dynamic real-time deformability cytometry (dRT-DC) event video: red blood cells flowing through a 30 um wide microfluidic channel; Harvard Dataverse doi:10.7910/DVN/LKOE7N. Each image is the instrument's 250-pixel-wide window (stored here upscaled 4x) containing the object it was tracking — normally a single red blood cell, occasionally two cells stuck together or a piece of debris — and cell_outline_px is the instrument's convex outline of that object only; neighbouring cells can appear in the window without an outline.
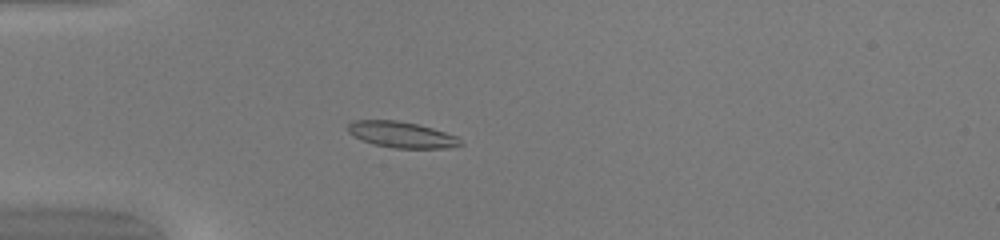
{"species": "common noctule bat (a hibernating species)", "species_latin": "Nyctalus noctula", "temperature_condition": "warm", "stored_images_in_passage": 52, "camera_frame_rate_fps": 3000, "um_per_image_px": 0.085, "animal": {"sex": "female", "body_mass_g": 20.0, "forearm_length_mm": 54.0}, "frame": {"image": 1, "passage_image": 16, "time_ms": 5.0, "image_size_px": [1000, 240], "cell_outline_px": [[464, 144], [448, 148], [396, 148], [372, 144], [360, 140], [348, 132], [348, 124], [352, 120], [396, 120], [416, 124], [432, 128], [456, 136]], "centroid_in_image_um": [34.1, 11.45], "position_along_channel_um": 50.9, "area_um2": 17.05}}
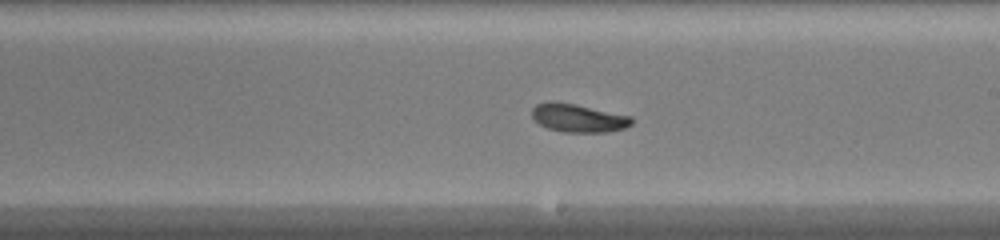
{"frame": {"image": 2, "passage_image": 31, "time_ms": 10.0, "image_size_px": [1000, 240], "cell_outline_px": [[632, 124], [624, 128], [608, 132], [564, 132], [548, 128], [540, 124], [532, 116], [532, 108], [536, 104], [548, 100], [552, 100], [576, 104], [632, 116]], "centroid_in_image_um": [49.14, 10.01], "position_along_channel_um": 239.9, "area_um2": 16.53}}
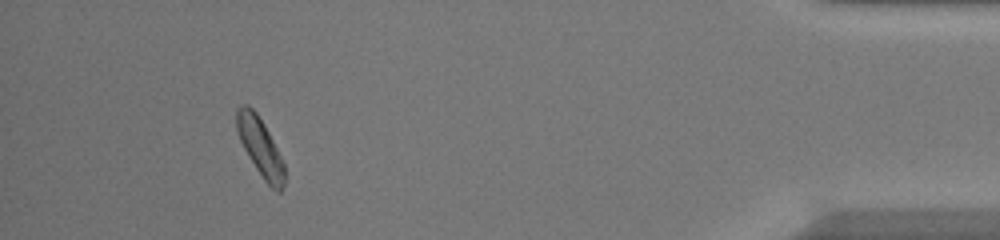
{"frame": {"image": 3, "passage_image": 48, "time_ms": 15.667, "image_size_px": [1000, 240], "cell_outline_px": [[284, 184], [280, 192], [276, 192], [264, 180], [248, 156], [240, 140], [236, 128], [236, 108], [240, 104], [248, 104], [256, 112], [264, 124], [284, 164]], "centroid_in_image_um": [22.09, 12.47], "position_along_channel_um": 413.1, "area_um2": 16.01}, "authors_computed_cell_mechanics": {"area_um2": 16.2418, "velocity_mm_per_s": 4.1002, "shape_relaxation_time_tau1_ms": 4.5518, "shape_relaxation_time_tau2_ms": null, "deformation_change_tau1": 0.1382, "deformation_change_tau2": null}}